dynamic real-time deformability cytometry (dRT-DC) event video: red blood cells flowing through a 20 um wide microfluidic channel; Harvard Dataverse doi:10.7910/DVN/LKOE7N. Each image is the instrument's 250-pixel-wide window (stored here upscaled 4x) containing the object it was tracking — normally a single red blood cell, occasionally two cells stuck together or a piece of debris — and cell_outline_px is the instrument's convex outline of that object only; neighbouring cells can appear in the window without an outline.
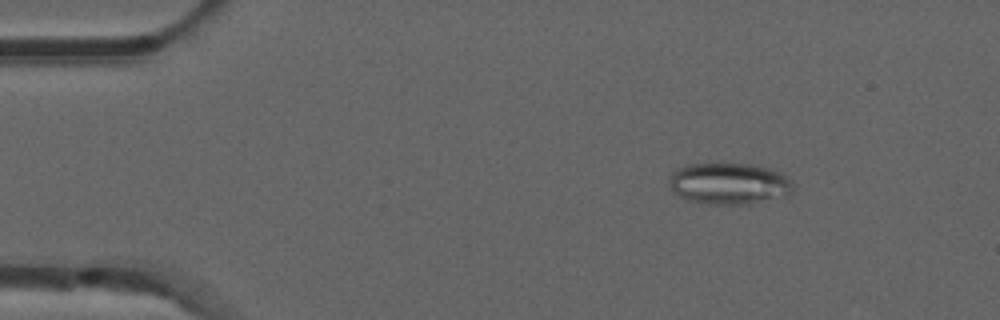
{"species": "common noctule bat (a hibernating species)", "species_latin": "Nyctalus noctula", "temperature_condition": "room temperature", "stored_images_in_passage": 54, "camera_frame_rate_fps": 3000, "um_per_image_px": 0.085, "animal": {"sex": "male", "forearm_length_mm": 52.5}, "frame": {"image": 1, "passage_image": 8, "time_ms": 2.333, "image_size_px": [1000, 320], "cell_outline_px": [[792, 192], [788, 196], [748, 204], [708, 204], [688, 200], [680, 196], [668, 184], [672, 172], [676, 168], [688, 164], [708, 160], [748, 164], [768, 168], [780, 172], [792, 184]], "centroid_in_image_um": [61.92, 15.56], "position_along_channel_um": 23.1, "area_um2": 30.63}}
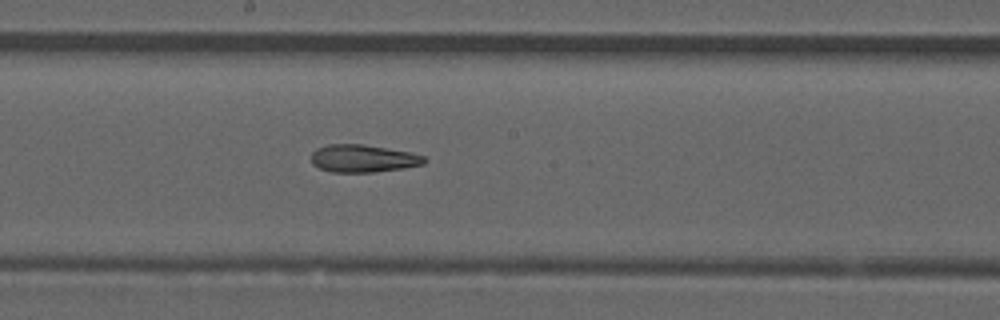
{"frame": {"image": 2, "passage_image": 29, "time_ms": 9.333, "image_size_px": [1000, 320], "cell_outline_px": [[428, 160], [424, 164], [404, 168], [372, 172], [332, 172], [320, 168], [312, 164], [312, 152], [316, 148], [328, 144], [364, 144], [408, 152], [424, 156]], "centroid_in_image_um": [30.86, 13.47], "position_along_channel_um": 217.3, "area_um2": 18.15}}
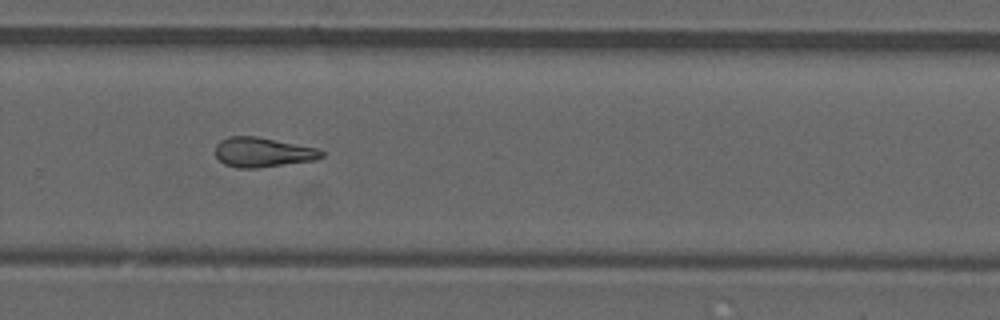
{"frame": {"image": 3, "passage_image": 36, "time_ms": 11.667, "image_size_px": [1000, 320], "cell_outline_px": [[324, 156], [316, 160], [256, 168], [236, 168], [224, 164], [216, 156], [216, 144], [220, 140], [228, 136], [256, 136], [320, 148], [324, 152]], "centroid_in_image_um": [22.36, 12.94], "position_along_channel_um": 307.4, "area_um2": 18.55}, "authors_computed_cell_mechanics": {"area_um2": 19.3919, "velocity_mm_per_s": 3.8774, "shape_relaxation_time_tau1_ms": null, "shape_relaxation_time_tau2_ms": 6.9191, "deformation_change_tau1": null, "deformation_change_tau2": 0.1994}}